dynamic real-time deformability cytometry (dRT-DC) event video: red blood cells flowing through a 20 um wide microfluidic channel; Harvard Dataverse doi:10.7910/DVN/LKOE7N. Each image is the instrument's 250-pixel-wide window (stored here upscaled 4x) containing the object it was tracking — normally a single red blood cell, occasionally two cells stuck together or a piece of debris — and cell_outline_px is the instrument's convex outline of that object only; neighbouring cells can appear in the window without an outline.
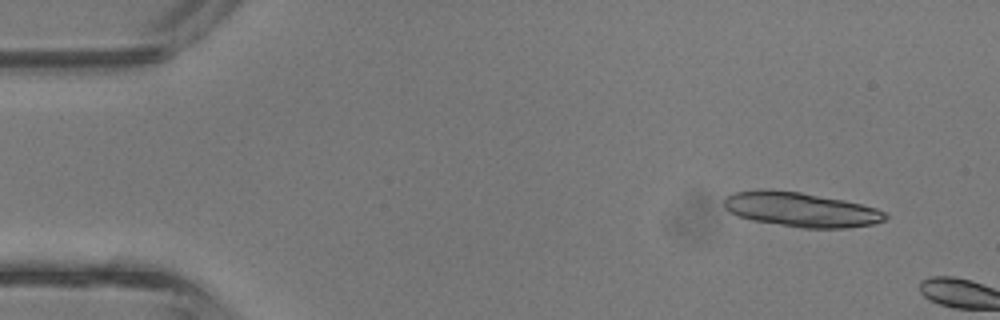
{"species": "common noctule bat (a hibernating species)", "species_latin": "Nyctalus noctula", "temperature_condition": "room temperature", "stored_images_in_passage": 3, "camera_frame_rate_fps": 3000, "um_per_image_px": 0.085, "animal": {"sex": "male", "body_mass_g": 13.3}, "frame": {"image": 1, "passage_image": 2, "time_ms": 0.333, "image_size_px": [1000, 320], "cell_outline_px": [[888, 220], [872, 224], [848, 228], [800, 228], [752, 220], [740, 216], [724, 208], [724, 200], [728, 196], [736, 192], [760, 188], [768, 188], [800, 192], [844, 200], [876, 208], [884, 212], [888, 216]], "centroid_in_image_um": [68.09, 17.81], "position_along_channel_um": 16.9, "area_um2": 32.54}}